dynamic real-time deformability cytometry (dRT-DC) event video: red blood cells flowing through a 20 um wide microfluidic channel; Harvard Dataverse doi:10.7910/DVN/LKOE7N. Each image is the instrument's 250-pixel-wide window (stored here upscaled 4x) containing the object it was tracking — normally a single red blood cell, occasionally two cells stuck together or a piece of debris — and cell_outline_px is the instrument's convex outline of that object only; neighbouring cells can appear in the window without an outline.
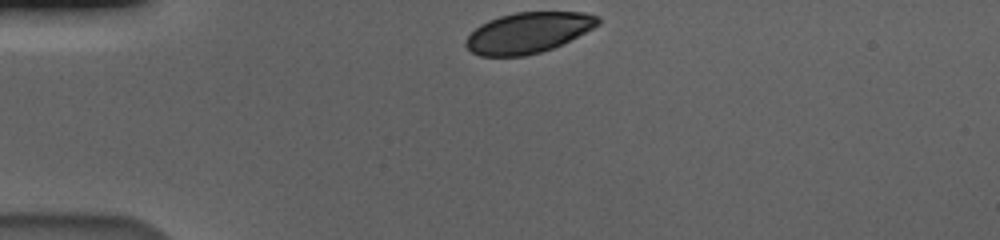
{"species": "human", "species_latin": "Homo sapiens", "temperature_condition": "cold", "stored_images_in_passage": 36, "camera_frame_rate_fps": 3000, "um_per_image_px": 0.085, "donor": {"sex": "male"}, "frame": {"image": 1, "passage_image": 1, "time_ms": 0.0, "image_size_px": [1000, 240], "cell_outline_px": [[600, 24], [552, 48], [540, 52], [524, 56], [480, 56], [472, 52], [464, 44], [464, 40], [480, 24], [488, 20], [500, 16], [516, 12], [584, 12], [600, 16]], "centroid_in_image_um": [44.87, 2.77], "position_along_channel_um": 40.1, "area_um2": 31.1}}
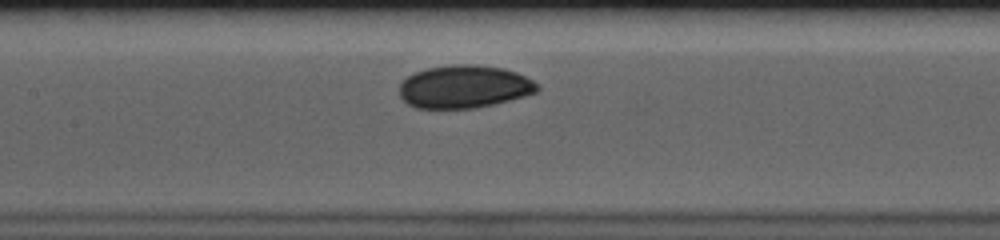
{"frame": {"image": 2, "passage_image": 15, "time_ms": 4.667, "image_size_px": [1000, 240], "cell_outline_px": [[540, 88], [536, 92], [524, 96], [492, 104], [472, 108], [416, 108], [408, 104], [400, 96], [400, 84], [408, 76], [416, 72], [428, 68], [452, 64], [476, 64], [504, 68], [516, 72], [532, 80]], "centroid_in_image_um": [39.45, 7.36], "position_along_channel_um": 168.0, "area_um2": 34.22}}
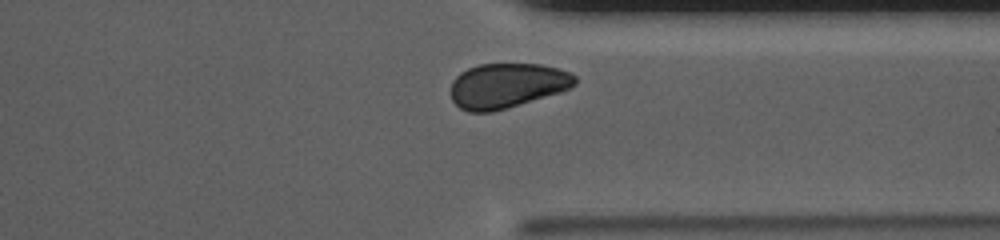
{"frame": {"image": 3, "passage_image": 32, "time_ms": 10.333, "image_size_px": [1000, 240], "cell_outline_px": [[576, 84], [560, 92], [508, 108], [492, 112], [468, 112], [460, 108], [452, 100], [452, 80], [460, 72], [468, 68], [480, 64], [540, 64], [556, 68], [568, 72], [576, 76]], "centroid_in_image_um": [43.08, 7.28], "position_along_channel_um": 368.3, "area_um2": 32.37}, "authors_computed_cell_mechanics": {"area_um2": 33.8708, "velocity_mm_per_s": 3.5404, "shape_relaxation_time_tau1_ms": 5.7425, "shape_relaxation_time_tau2_ms": null, "deformation_change_tau1": 0.1099, "deformation_change_tau2": null}}